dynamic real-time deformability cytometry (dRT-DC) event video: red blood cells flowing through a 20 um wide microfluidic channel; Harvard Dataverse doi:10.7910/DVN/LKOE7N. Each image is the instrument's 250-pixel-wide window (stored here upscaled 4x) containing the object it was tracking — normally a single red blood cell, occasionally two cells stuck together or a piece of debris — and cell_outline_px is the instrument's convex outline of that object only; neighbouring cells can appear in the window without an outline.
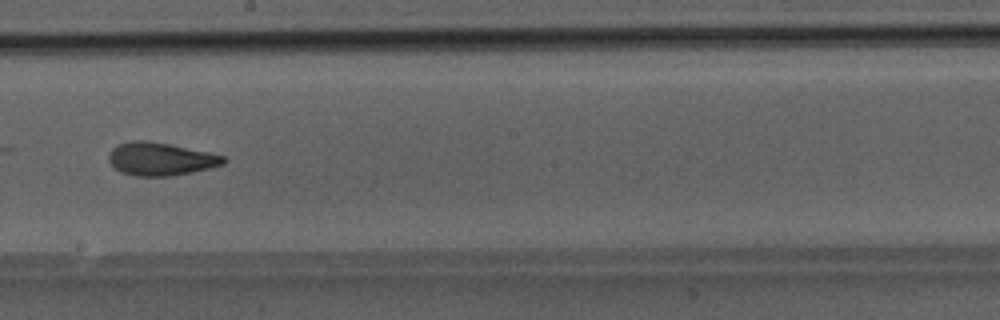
{"species": "Egyptian fruit bat (a non-hibernating species)", "species_latin": "Rousettus aegyptiacus", "temperature_condition": "room temperature", "stored_images_in_passage": 46, "camera_frame_rate_fps": 3000, "um_per_image_px": 0.085, "animal": {"sex": "male"}, "frame": {"image": 1, "passage_image": 26, "time_ms": 8.333, "image_size_px": [1000, 320], "cell_outline_px": [[228, 160], [224, 164], [192, 172], [172, 176], [136, 176], [120, 172], [108, 160], [108, 152], [112, 148], [120, 144], [132, 140], [144, 140], [172, 144], [208, 152], [224, 156]], "centroid_in_image_um": [13.64, 13.51], "position_along_channel_um": 234.6, "area_um2": 22.14}}
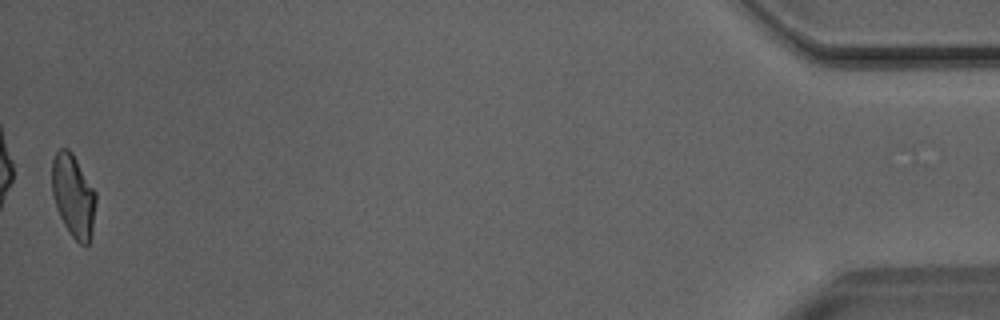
{"frame": {"image": 2, "passage_image": 46, "time_ms": 15.0, "image_size_px": [1000, 320], "cell_outline_px": [[96, 200], [92, 232], [88, 244], [80, 244], [68, 232], [56, 208], [52, 196], [52, 160], [56, 152], [60, 148], [68, 148], [72, 152], [96, 192]], "centroid_in_image_um": [6.22, 16.63], "position_along_channel_um": 429.0, "area_um2": 21.21}}